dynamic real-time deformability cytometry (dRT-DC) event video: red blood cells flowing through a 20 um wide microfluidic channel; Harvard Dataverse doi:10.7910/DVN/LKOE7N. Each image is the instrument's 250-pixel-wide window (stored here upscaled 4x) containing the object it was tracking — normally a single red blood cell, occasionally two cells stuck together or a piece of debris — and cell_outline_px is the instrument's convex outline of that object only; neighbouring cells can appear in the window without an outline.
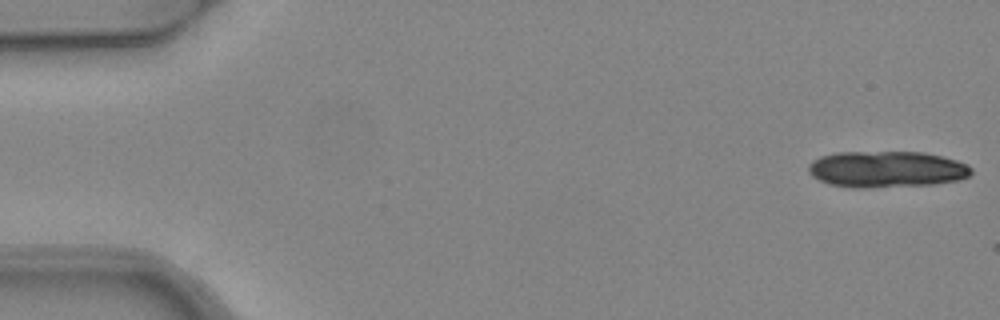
{"species": "common noctule bat (a hibernating species)", "species_latin": "Nyctalus noctula", "temperature_condition": "warm", "stored_images_in_passage": 5, "camera_frame_rate_fps": 3000, "um_per_image_px": 0.085, "animal": {"sex": "female", "body_mass_g": 24.6, "forearm_length_mm": 56.2}, "frame": {"image": 1, "passage_image": 1, "time_ms": 0.0, "image_size_px": [1000, 320], "cell_outline_px": [[972, 172], [968, 176], [956, 180], [936, 184], [868, 188], [852, 188], [828, 184], [812, 176], [808, 172], [808, 164], [812, 160], [820, 156], [836, 152], [924, 152], [956, 160], [968, 164], [972, 168]], "centroid_in_image_um": [75.33, 14.39], "position_along_channel_um": 9.7, "area_um2": 34.8}}